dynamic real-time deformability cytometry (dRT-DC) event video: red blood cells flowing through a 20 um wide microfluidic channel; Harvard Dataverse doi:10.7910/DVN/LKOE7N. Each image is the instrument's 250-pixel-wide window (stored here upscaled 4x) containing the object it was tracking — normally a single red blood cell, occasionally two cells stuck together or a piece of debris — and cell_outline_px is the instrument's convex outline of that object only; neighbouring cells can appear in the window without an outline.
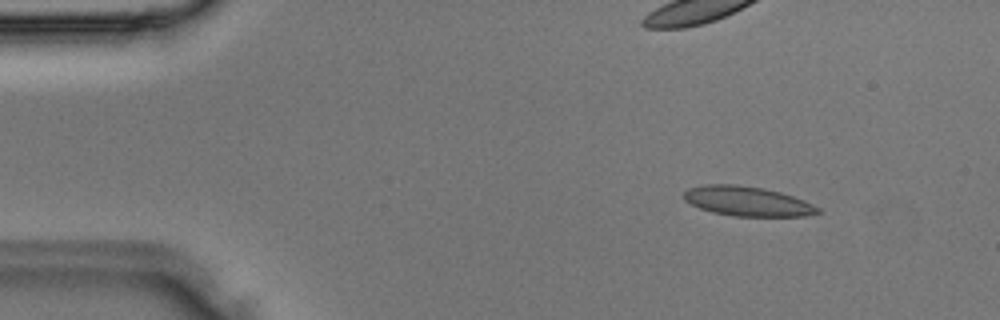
{"species": "Egyptian fruit bat (a non-hibernating species)", "species_latin": "Rousettus aegyptiacus", "temperature_condition": "room temperature", "stored_images_in_passage": 4, "camera_frame_rate_fps": 3000, "um_per_image_px": 0.085, "animal": {"sex": "male"}, "frame": {"image": 1, "passage_image": 2, "time_ms": 0.333, "image_size_px": [1000, 320], "cell_outline_px": [[820, 212], [804, 216], [732, 216], [712, 212], [700, 208], [684, 200], [684, 192], [688, 188], [704, 184], [736, 184], [764, 188], [780, 192], [804, 200], [820, 208]], "centroid_in_image_um": [63.51, 17.1], "position_along_channel_um": 21.5, "area_um2": 23.12}}